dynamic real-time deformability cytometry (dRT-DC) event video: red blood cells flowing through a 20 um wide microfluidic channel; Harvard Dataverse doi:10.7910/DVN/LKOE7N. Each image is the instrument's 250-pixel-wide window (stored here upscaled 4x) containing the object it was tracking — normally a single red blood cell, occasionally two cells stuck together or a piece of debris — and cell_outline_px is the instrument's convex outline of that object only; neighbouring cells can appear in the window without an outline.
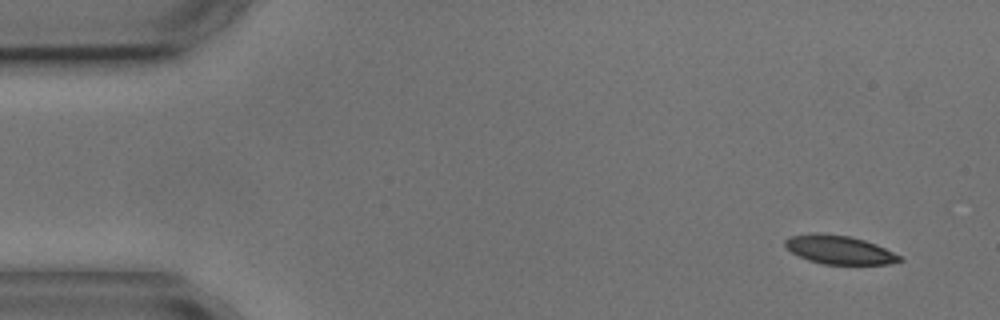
{"species": "common noctule bat (a hibernating species)", "species_latin": "Nyctalus noctula", "temperature_condition": "cold", "stored_images_in_passage": 3, "camera_frame_rate_fps": 3000, "um_per_image_px": 0.085, "animal": {"sex": "male", "body_mass_g": 17.9, "forearm_length_mm": 54.2}, "frame": {"image": 1, "passage_image": 1, "time_ms": 0.0, "image_size_px": [1000, 320], "cell_outline_px": [[904, 260], [888, 264], [824, 264], [808, 260], [792, 252], [784, 244], [784, 240], [788, 236], [812, 232], [816, 232], [848, 236], [864, 240], [876, 244], [900, 256]], "centroid_in_image_um": [71.3, 21.22], "position_along_channel_um": 13.7, "area_um2": 19.02}}
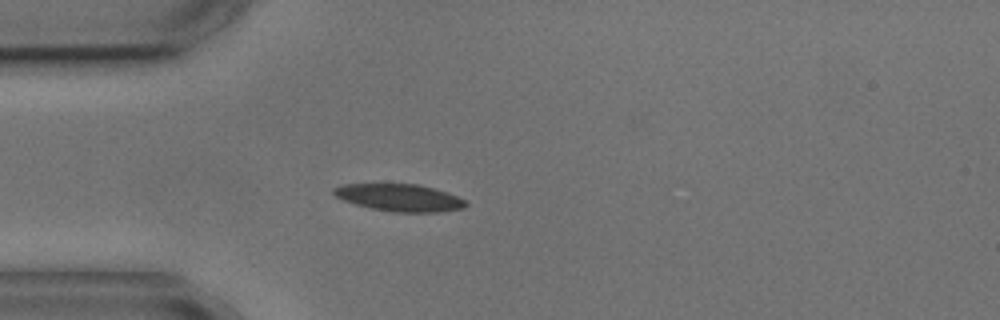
{"frame": {"image": 2, "passage_image": 3, "time_ms": 3.667, "image_size_px": [1000, 320], "cell_outline_px": [[468, 204], [464, 208], [440, 212], [392, 212], [372, 208], [356, 204], [344, 200], [336, 196], [332, 192], [332, 188], [344, 184], [416, 184], [448, 192], [464, 200]], "centroid_in_image_um": [33.96, 16.8], "position_along_channel_um": 51.0, "area_um2": 20.81}}